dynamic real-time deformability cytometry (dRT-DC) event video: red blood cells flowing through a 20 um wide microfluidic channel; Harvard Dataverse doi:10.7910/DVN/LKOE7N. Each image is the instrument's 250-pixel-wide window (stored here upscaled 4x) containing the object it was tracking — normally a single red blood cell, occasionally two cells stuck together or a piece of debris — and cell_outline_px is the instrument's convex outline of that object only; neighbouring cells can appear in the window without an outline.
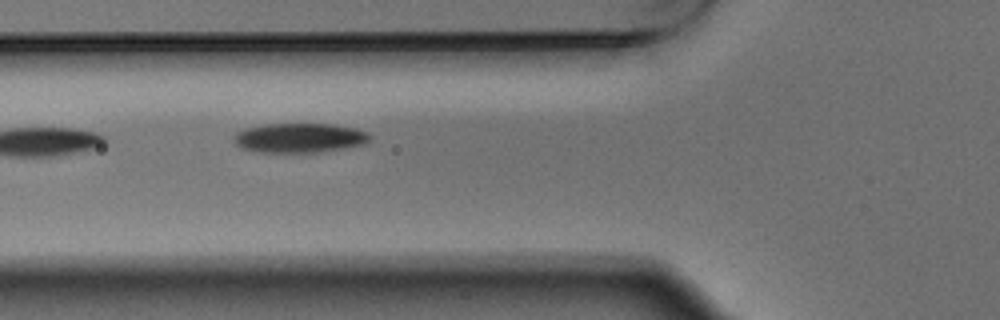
{"species": "Egyptian fruit bat (a non-hibernating species)", "species_latin": "Rousettus aegyptiacus", "temperature_condition": "warm", "stored_images_in_passage": 3, "camera_frame_rate_fps": 3000, "um_per_image_px": 0.085, "animal": {"sex": "male"}, "frame": {"image": 1, "passage_image": 3, "time_ms": 0.667, "image_size_px": [1000, 320], "cell_outline_px": [[372, 136], [364, 144], [324, 152], [260, 152], [240, 148], [232, 140], [232, 136], [236, 132], [244, 128], [264, 124], [336, 124], [356, 128], [368, 132]], "centroid_in_image_um": [25.44, 11.71], "position_along_channel_um": 100.4, "area_um2": 23.7}}